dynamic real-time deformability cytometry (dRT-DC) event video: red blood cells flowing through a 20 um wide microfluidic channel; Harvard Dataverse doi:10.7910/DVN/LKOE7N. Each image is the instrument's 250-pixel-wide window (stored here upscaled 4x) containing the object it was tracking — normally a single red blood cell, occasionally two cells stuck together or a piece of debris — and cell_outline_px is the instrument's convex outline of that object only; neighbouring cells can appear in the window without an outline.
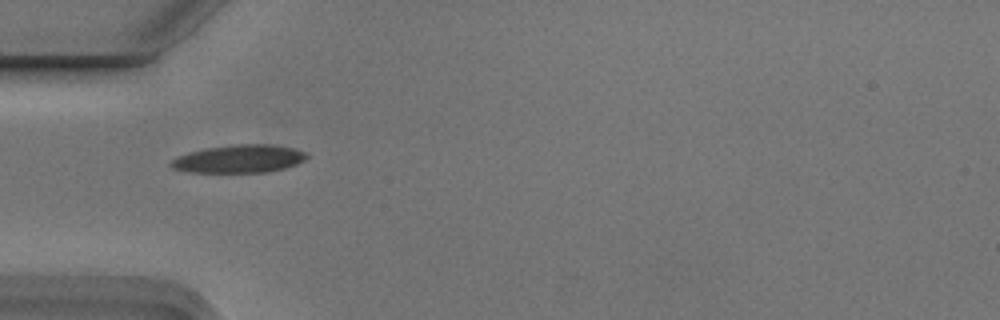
{"species": "Egyptian fruit bat (a non-hibernating species)", "species_latin": "Rousettus aegyptiacus", "temperature_condition": "cold", "stored_images_in_passage": 4, "camera_frame_rate_fps": 3000, "um_per_image_px": 0.085, "animal": {"sex": "male"}, "frame": {"image": 1, "passage_image": 1, "time_ms": 0.0, "image_size_px": [1000, 320], "cell_outline_px": [[308, 156], [304, 160], [296, 164], [284, 168], [268, 172], [192, 172], [172, 168], [168, 164], [176, 156], [188, 152], [204, 148], [240, 144], [272, 144], [292, 148], [308, 152]], "centroid_in_image_um": [20.32, 13.49], "position_along_channel_um": 64.7, "area_um2": 22.14}}
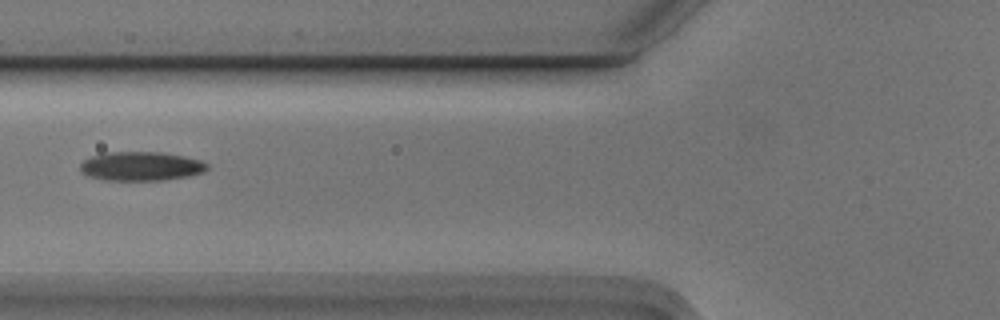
{"frame": {"image": 2, "passage_image": 2, "time_ms": 0.333, "image_size_px": [1000, 320], "cell_outline_px": [[208, 168], [204, 172], [188, 176], [160, 180], [104, 180], [88, 176], [80, 172], [80, 164], [84, 160], [92, 156], [104, 152], [160, 152], [184, 156], [200, 160], [208, 164]], "centroid_in_image_um": [11.96, 14.12], "position_along_channel_um": 113.8, "area_um2": 21.5}}
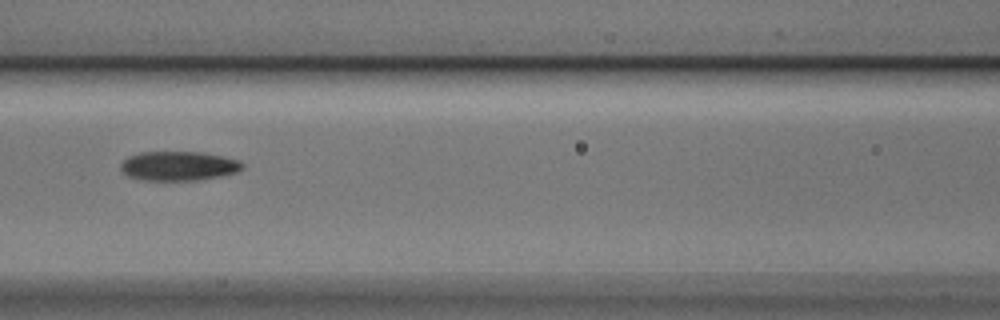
{"frame": {"image": 3, "passage_image": 3, "time_ms": 0.667, "image_size_px": [1000, 320], "cell_outline_px": [[244, 168], [236, 172], [220, 176], [196, 180], [140, 180], [128, 176], [120, 168], [120, 164], [128, 156], [140, 152], [200, 152], [224, 156], [240, 160], [244, 164]], "centroid_in_image_um": [15.19, 14.1], "position_along_channel_um": 151.4, "area_um2": 20.87}}